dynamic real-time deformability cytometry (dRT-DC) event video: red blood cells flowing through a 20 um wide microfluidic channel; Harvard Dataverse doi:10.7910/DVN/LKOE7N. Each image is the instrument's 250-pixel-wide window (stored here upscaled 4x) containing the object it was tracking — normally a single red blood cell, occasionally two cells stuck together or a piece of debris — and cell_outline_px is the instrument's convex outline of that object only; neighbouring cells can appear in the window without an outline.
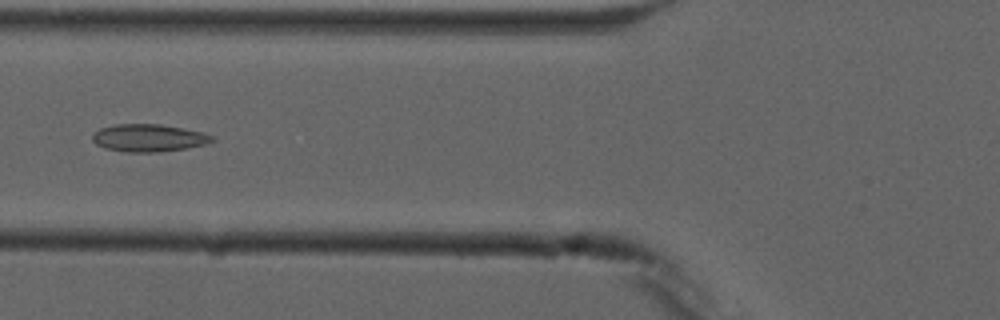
{"species": "common noctule bat (a hibernating species)", "species_latin": "Nyctalus noctula", "temperature_condition": "cold", "stored_images_in_passage": 8, "camera_frame_rate_fps": 3000, "um_per_image_px": 0.085, "animal": {"sex": "male", "forearm_length_mm": 52.5}, "frame": {"image": 1, "passage_image": 5, "time_ms": 4.667, "image_size_px": [1000, 320], "cell_outline_px": [[216, 140], [208, 144], [188, 148], [156, 152], [128, 152], [104, 148], [96, 144], [92, 140], [92, 132], [100, 128], [116, 124], [160, 124], [204, 132], [212, 136]], "centroid_in_image_um": [12.64, 11.72], "position_along_channel_um": 113.2, "area_um2": 19.36}}
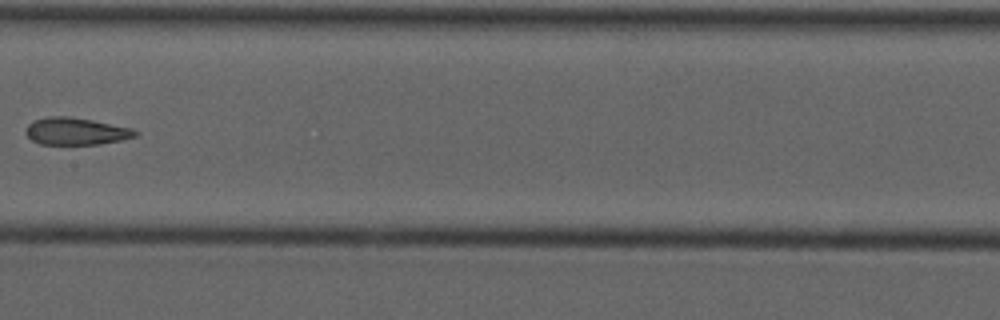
{"frame": {"image": 2, "passage_image": 7, "time_ms": 7.0, "image_size_px": [1000, 320], "cell_outline_px": [[140, 132], [136, 136], [120, 140], [100, 144], [40, 144], [32, 140], [24, 132], [28, 124], [36, 120], [48, 116], [68, 116], [92, 120], [132, 128]], "centroid_in_image_um": [6.46, 11.15], "position_along_channel_um": 200.9, "area_um2": 17.28}}
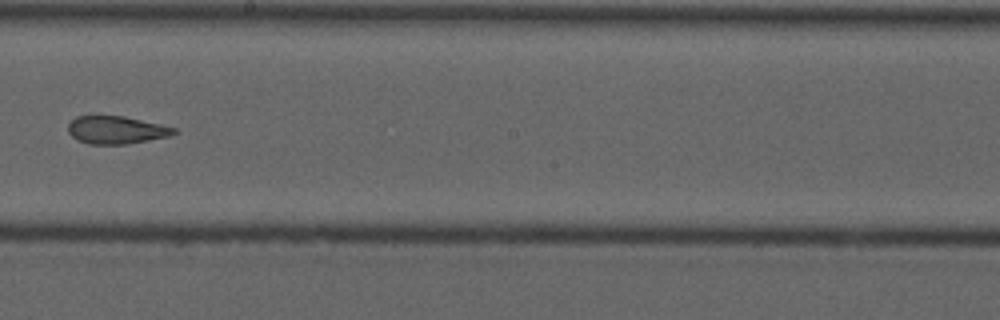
{"frame": {"image": 3, "passage_image": 8, "time_ms": 8.0, "image_size_px": [1000, 320], "cell_outline_px": [[180, 132], [172, 136], [124, 144], [88, 144], [76, 140], [68, 132], [68, 124], [76, 116], [124, 116], [160, 124], [176, 128]], "centroid_in_image_um": [9.91, 11.05], "position_along_channel_um": 238.3, "area_um2": 17.22}}